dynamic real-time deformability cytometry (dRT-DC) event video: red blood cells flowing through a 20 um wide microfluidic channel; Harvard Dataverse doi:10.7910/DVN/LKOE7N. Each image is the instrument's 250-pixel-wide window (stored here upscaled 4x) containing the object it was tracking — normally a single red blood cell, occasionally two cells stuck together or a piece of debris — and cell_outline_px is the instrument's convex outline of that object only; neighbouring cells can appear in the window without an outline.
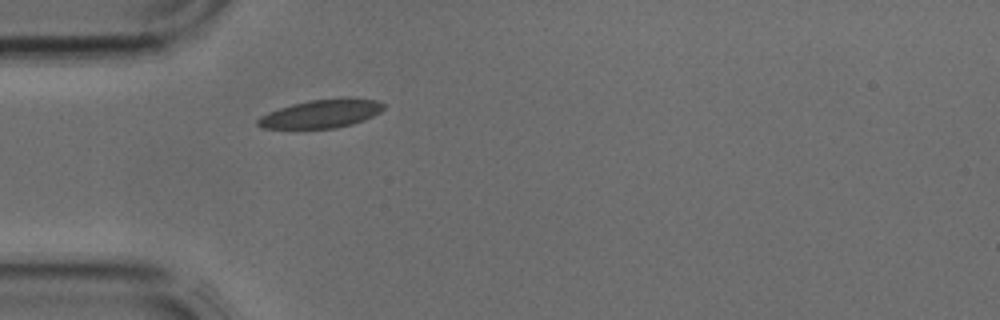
{"species": "common noctule bat (a hibernating species)", "species_latin": "Nyctalus noctula", "temperature_condition": "cold", "stored_images_in_passage": 2, "camera_frame_rate_fps": 3000, "um_per_image_px": 0.085, "animal": {"sex": "male", "body_mass_g": 17.9, "forearm_length_mm": 54.2}, "frame": {"image": 1, "passage_image": 2, "time_ms": 0.333, "image_size_px": [1000, 320], "cell_outline_px": [[384, 108], [380, 112], [364, 120], [352, 124], [336, 128], [260, 128], [256, 124], [256, 120], [260, 116], [268, 112], [292, 104], [308, 100], [348, 96], [352, 96], [376, 100], [384, 104]], "centroid_in_image_um": [27.33, 9.64], "position_along_channel_um": 57.7, "area_um2": 21.15}}